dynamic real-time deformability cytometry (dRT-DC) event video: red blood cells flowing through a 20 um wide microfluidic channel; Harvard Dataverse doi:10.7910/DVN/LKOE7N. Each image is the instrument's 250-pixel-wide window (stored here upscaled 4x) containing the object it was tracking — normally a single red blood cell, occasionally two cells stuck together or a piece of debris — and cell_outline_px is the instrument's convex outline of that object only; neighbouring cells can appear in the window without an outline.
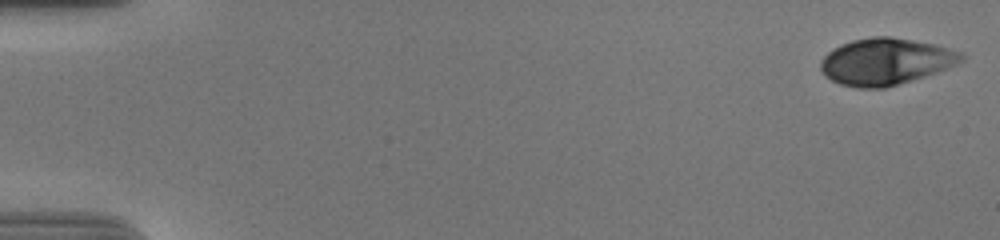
{"species": "human", "species_latin": "Homo sapiens", "temperature_condition": "cold", "stored_images_in_passage": 55, "camera_frame_rate_fps": 3000, "um_per_image_px": 0.085, "donor": {"sex": "male"}, "frame": {"image": 1, "passage_image": 1, "time_ms": 0.0, "image_size_px": [1000, 240], "cell_outline_px": [[964, 60], [956, 64], [936, 72], [924, 76], [884, 88], [856, 88], [840, 84], [832, 80], [820, 68], [820, 60], [832, 48], [840, 44], [852, 40], [872, 36], [888, 36], [912, 40], [932, 44], [964, 52]], "centroid_in_image_um": [75.26, 5.22], "position_along_channel_um": 9.7, "area_um2": 38.03}}
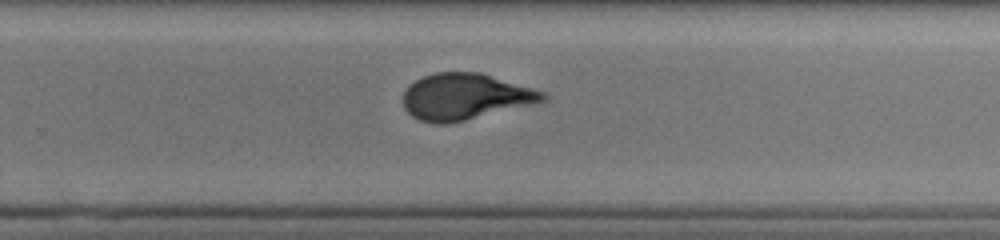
{"frame": {"image": 2, "passage_image": 37, "time_ms": 12.0, "image_size_px": [1000, 240], "cell_outline_px": [[548, 100], [464, 120], [444, 124], [436, 124], [420, 120], [412, 116], [404, 108], [404, 92], [408, 84], [424, 76], [436, 72], [480, 72], [532, 88], [544, 92], [548, 96]], "centroid_in_image_um": [39.51, 8.2], "position_along_channel_um": 290.3, "area_um2": 37.28}}
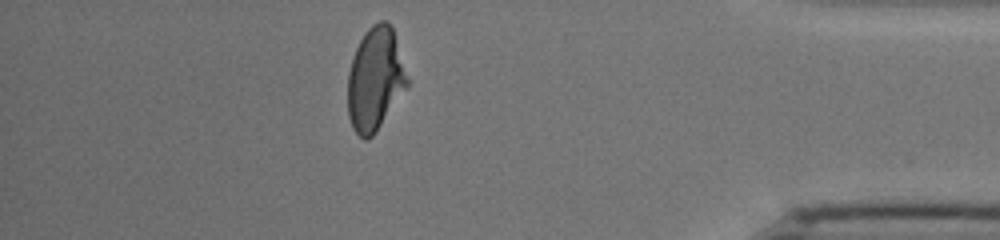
{"frame": {"image": 3, "passage_image": 49, "time_ms": 16.0, "image_size_px": [1000, 240], "cell_outline_px": [[408, 88], [372, 136], [368, 140], [364, 140], [352, 128], [348, 116], [348, 72], [356, 48], [364, 32], [372, 24], [380, 20], [388, 20], [392, 24], [408, 80]], "centroid_in_image_um": [31.89, 6.71], "position_along_channel_um": 403.3, "area_um2": 35.84}, "authors_computed_cell_mechanics": {"area_um2": 38.0324, "velocity_mm_per_s": 3.7079, "shape_relaxation_time_tau1_ms": 3.9806, "shape_relaxation_time_tau2_ms": 1.0708, "deformation_change_tau1": 0.1879, "deformation_change_tau2": 0.0511}}